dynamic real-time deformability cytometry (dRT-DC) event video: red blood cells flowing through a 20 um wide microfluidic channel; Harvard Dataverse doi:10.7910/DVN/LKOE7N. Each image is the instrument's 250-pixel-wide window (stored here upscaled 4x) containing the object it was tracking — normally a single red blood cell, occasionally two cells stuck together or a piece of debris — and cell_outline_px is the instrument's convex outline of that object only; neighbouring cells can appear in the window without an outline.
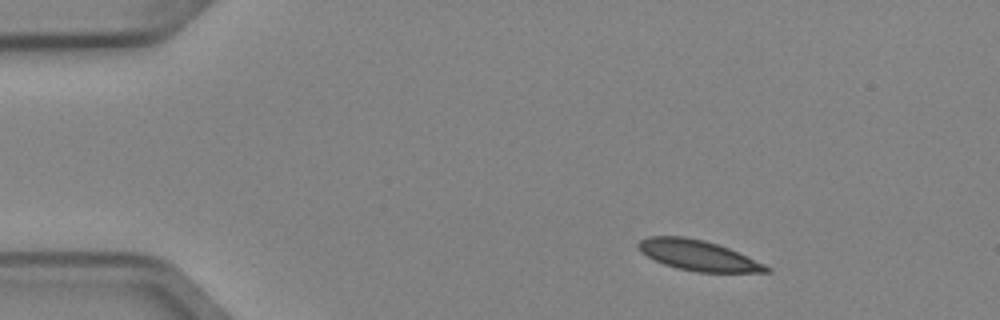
{"species": "Egyptian fruit bat (a non-hibernating species)", "species_latin": "Rousettus aegyptiacus", "temperature_condition": "cold", "stored_images_in_passage": 3, "camera_frame_rate_fps": 3000, "um_per_image_px": 0.085, "animal": {"sex": "female"}, "frame": {"image": 1, "passage_image": 1, "time_ms": 0.0, "image_size_px": [1000, 320], "cell_outline_px": [[772, 272], [696, 272], [676, 268], [664, 264], [640, 252], [636, 244], [640, 240], [648, 236], [684, 236], [704, 240], [728, 248], [764, 264], [772, 268]], "centroid_in_image_um": [59.31, 21.7], "position_along_channel_um": 25.7, "area_um2": 22.54}}